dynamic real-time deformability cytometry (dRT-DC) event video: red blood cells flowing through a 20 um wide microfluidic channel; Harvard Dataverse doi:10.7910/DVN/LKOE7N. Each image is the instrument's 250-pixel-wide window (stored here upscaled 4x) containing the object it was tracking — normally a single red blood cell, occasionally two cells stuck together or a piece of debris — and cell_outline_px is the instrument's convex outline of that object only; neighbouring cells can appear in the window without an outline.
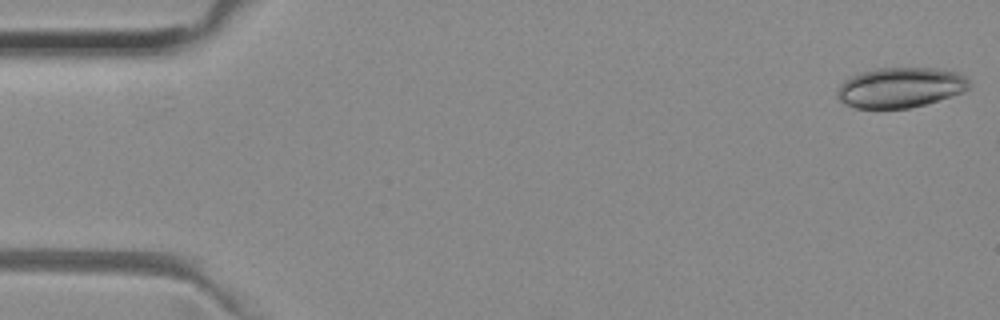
{"species": "common noctule bat (a hibernating species)", "species_latin": "Nyctalus noctula", "temperature_condition": "room temperature", "stored_images_in_passage": 14, "camera_frame_rate_fps": 3000, "um_per_image_px": 0.085, "animal": {"sex": "female", "body_mass_g": 29.2, "forearm_length_mm": 56.3}, "frame": {"image": 1, "passage_image": 1, "time_ms": 0.0, "image_size_px": [1000, 320], "cell_outline_px": [[968, 88], [964, 92], [924, 104], [908, 108], [856, 108], [840, 100], [836, 96], [836, 92], [840, 84], [844, 80], [860, 72], [876, 68], [940, 68], [956, 72], [964, 76], [968, 80]], "centroid_in_image_um": [76.51, 7.43], "position_along_channel_um": 8.5, "area_um2": 30.75}}
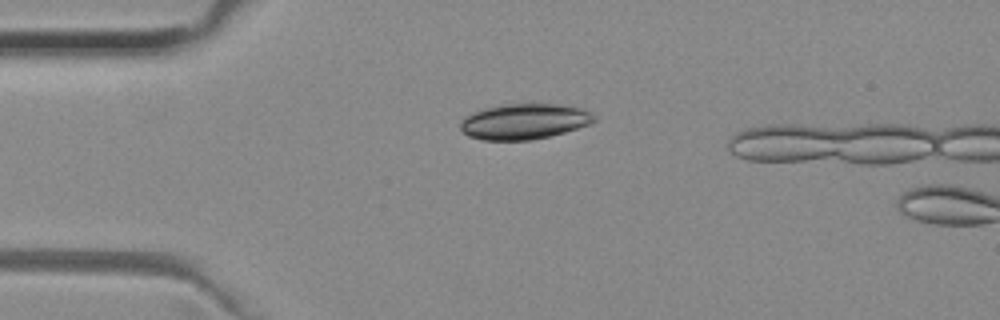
{"frame": {"image": 2, "passage_image": 12, "time_ms": 3.667, "image_size_px": [1000, 320], "cell_outline_px": [[596, 120], [588, 124], [564, 132], [532, 140], [484, 140], [468, 136], [460, 128], [460, 124], [468, 116], [476, 112], [488, 108], [508, 104], [556, 104], [580, 108], [596, 116]], "centroid_in_image_um": [44.58, 10.34], "position_along_channel_um": 40.4, "area_um2": 27.05}}